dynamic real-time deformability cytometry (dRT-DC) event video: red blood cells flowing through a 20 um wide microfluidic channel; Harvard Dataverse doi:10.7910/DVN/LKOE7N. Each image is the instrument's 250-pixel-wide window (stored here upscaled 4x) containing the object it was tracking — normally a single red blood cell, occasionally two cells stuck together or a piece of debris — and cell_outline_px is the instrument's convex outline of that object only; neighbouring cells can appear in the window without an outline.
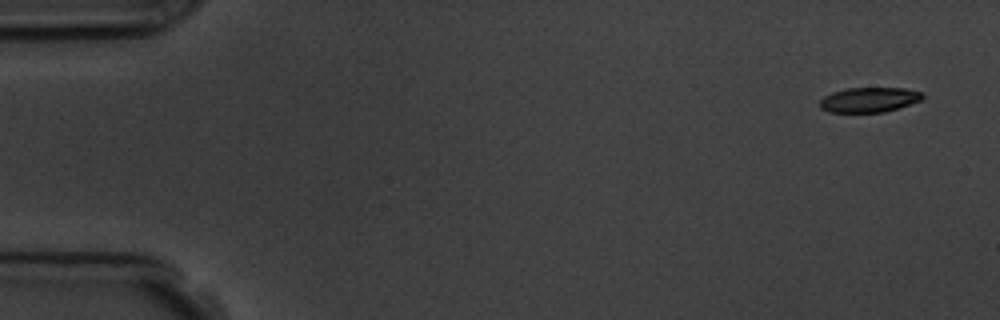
{"species": "common noctule bat (a hibernating species)", "species_latin": "Nyctalus noctula", "temperature_condition": "room temperature", "stored_images_in_passage": 9, "camera_frame_rate_fps": 3000, "um_per_image_px": 0.085, "animal": {"sex": "male", "body_mass_g": 19.5, "forearm_length_mm": 54.6}, "frame": {"image": 1, "passage_image": 1, "time_ms": 0.0, "image_size_px": [1000, 320], "cell_outline_px": [[924, 96], [920, 100], [884, 112], [828, 112], [820, 108], [820, 100], [824, 96], [832, 92], [844, 88], [904, 88], [924, 92]], "centroid_in_image_um": [73.85, 8.47], "position_along_channel_um": 11.2, "area_um2": 14.85}}
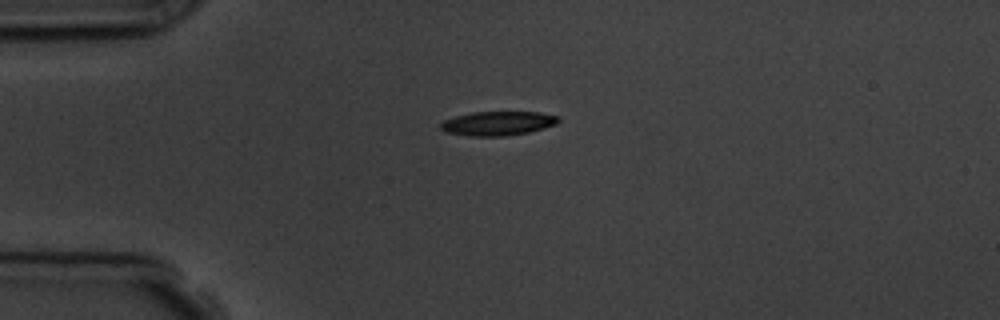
{"frame": {"image": 2, "passage_image": 4, "time_ms": 3.667, "image_size_px": [1000, 320], "cell_outline_px": [[560, 120], [556, 124], [528, 132], [504, 136], [468, 136], [444, 132], [440, 128], [440, 124], [444, 120], [456, 116], [472, 112], [540, 112], [560, 116]], "centroid_in_image_um": [42.3, 10.48], "position_along_channel_um": 42.7, "area_um2": 16.59}}